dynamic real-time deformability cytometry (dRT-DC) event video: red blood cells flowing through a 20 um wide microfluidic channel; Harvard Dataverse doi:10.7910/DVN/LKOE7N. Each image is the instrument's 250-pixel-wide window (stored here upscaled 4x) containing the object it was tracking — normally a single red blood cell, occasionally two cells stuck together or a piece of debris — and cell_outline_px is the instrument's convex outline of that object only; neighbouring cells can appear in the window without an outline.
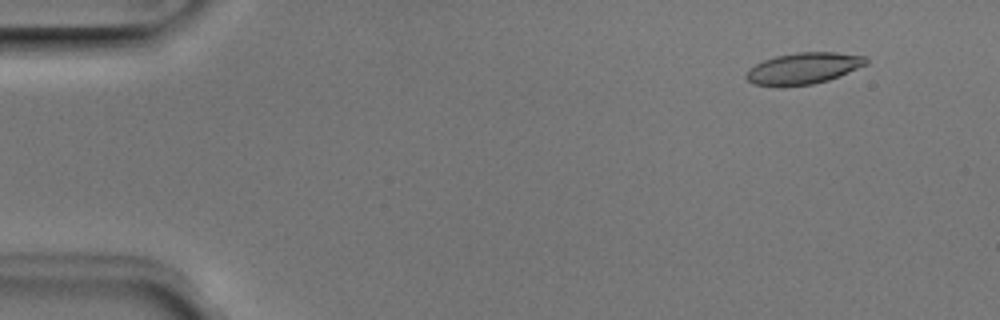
{"species": "Egyptian fruit bat (a non-hibernating species)", "species_latin": "Rousettus aegyptiacus", "temperature_condition": "room temperature", "stored_images_in_passage": 51, "camera_frame_rate_fps": 3000, "um_per_image_px": 0.085, "animal": {"sex": "male"}, "frame": {"image": 1, "passage_image": 5, "time_ms": 1.333, "image_size_px": [1000, 320], "cell_outline_px": [[868, 64], [828, 80], [812, 84], [780, 88], [752, 84], [744, 76], [748, 68], [764, 60], [776, 56], [796, 52], [836, 52], [864, 56], [868, 60]], "centroid_in_image_um": [68.24, 5.83], "position_along_channel_um": 16.8, "area_um2": 22.25}}
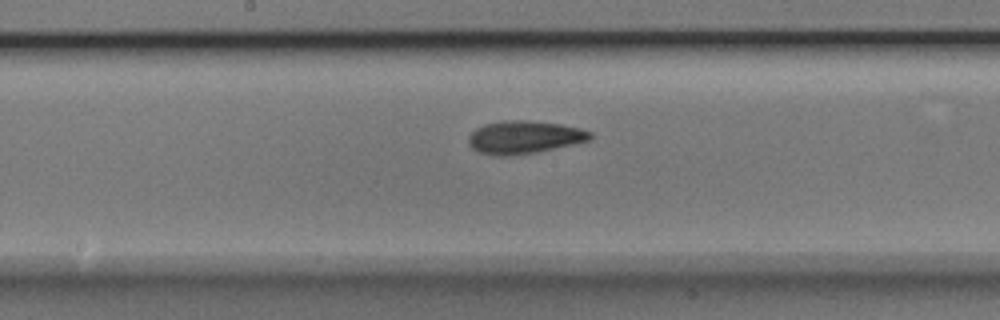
{"frame": {"image": 2, "passage_image": 27, "time_ms": 8.667, "image_size_px": [1000, 320], "cell_outline_px": [[592, 140], [536, 152], [504, 156], [496, 156], [480, 152], [472, 148], [468, 144], [468, 136], [476, 128], [484, 124], [504, 120], [528, 120], [560, 124], [580, 128], [592, 132]], "centroid_in_image_um": [44.56, 11.65], "position_along_channel_um": 203.6, "area_um2": 23.35}}
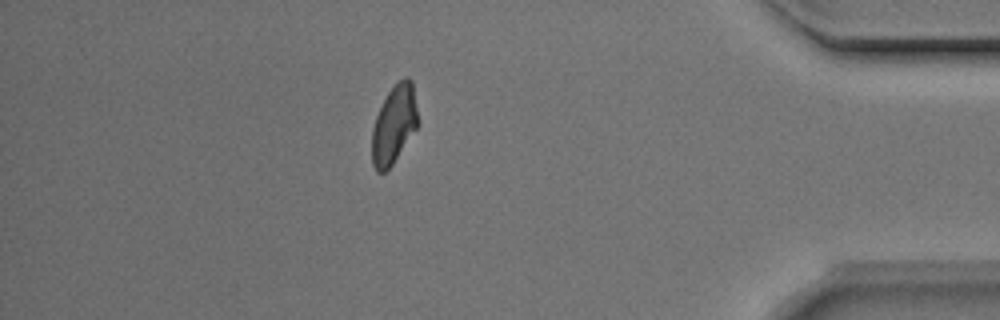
{"frame": {"image": 3, "passage_image": 45, "time_ms": 14.667, "image_size_px": [1000, 320], "cell_outline_px": [[420, 124], [392, 164], [384, 172], [376, 172], [372, 164], [372, 128], [376, 116], [388, 92], [404, 76], [408, 76], [412, 80]], "centroid_in_image_um": [33.51, 10.58], "position_along_channel_um": 401.7, "area_um2": 21.04}, "authors_computed_cell_mechanics": {"area_um2": 22.0796, "velocity_mm_per_s": 3.9647, "shape_relaxation_time_tau1_ms": 4.8105, "shape_relaxation_time_tau2_ms": 3.9076, "deformation_change_tau1": 0.1346, "deformation_change_tau2": 0.0978}}